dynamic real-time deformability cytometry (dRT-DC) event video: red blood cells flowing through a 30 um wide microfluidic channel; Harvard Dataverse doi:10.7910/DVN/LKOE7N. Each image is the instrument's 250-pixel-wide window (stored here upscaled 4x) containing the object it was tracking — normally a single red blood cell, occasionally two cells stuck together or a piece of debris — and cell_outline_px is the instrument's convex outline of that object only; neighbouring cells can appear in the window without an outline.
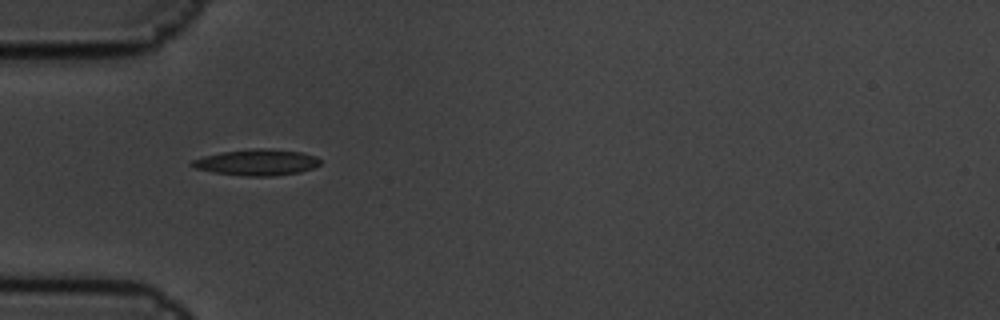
{"species": "common noctule bat (a hibernating species)", "species_latin": "Nyctalus noctula", "temperature_condition": "cold", "stored_images_in_passage": 3, "camera_frame_rate_fps": 3000, "um_per_image_px": 0.085, "animal": {"sex": "male", "body_mass_g": 19.5, "forearm_length_mm": 54.6}, "frame": {"image": 1, "passage_image": 1, "time_ms": 0.0, "image_size_px": [1000, 320], "cell_outline_px": [[320, 164], [312, 168], [300, 172], [272, 176], [244, 176], [212, 172], [196, 168], [188, 164], [192, 160], [204, 156], [220, 152], [256, 148], [268, 148], [300, 152], [316, 156], [320, 160]], "centroid_in_image_um": [21.81, 13.8], "position_along_channel_um": 63.2, "area_um2": 19.54}}
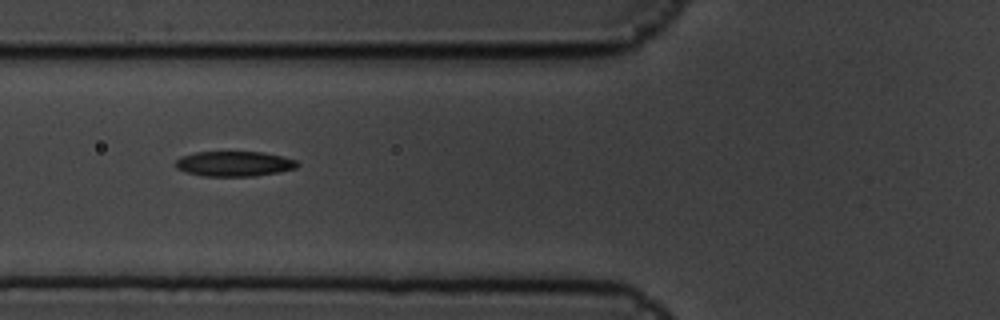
{"frame": {"image": 2, "passage_image": 2, "time_ms": 0.333, "image_size_px": [1000, 320], "cell_outline_px": [[300, 164], [296, 168], [280, 172], [256, 176], [200, 176], [184, 172], [176, 168], [176, 160], [180, 156], [196, 152], [264, 152], [296, 160]], "centroid_in_image_um": [19.89, 13.93], "position_along_channel_um": 105.9, "area_um2": 17.98}}
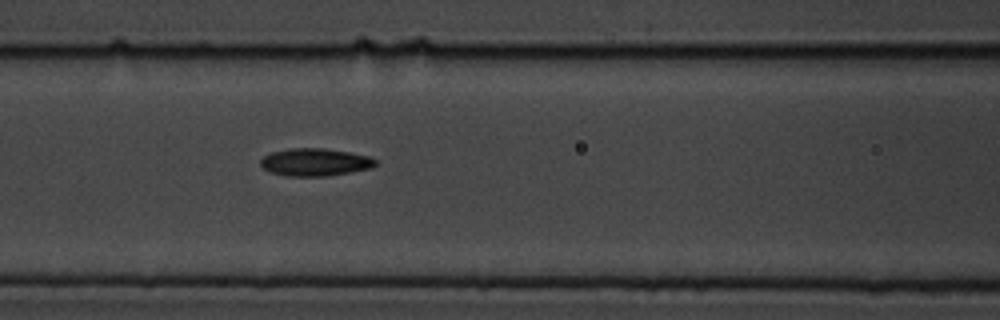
{"frame": {"image": 3, "passage_image": 3, "time_ms": 0.667, "image_size_px": [1000, 320], "cell_outline_px": [[376, 164], [372, 168], [324, 176], [284, 176], [268, 172], [260, 164], [260, 160], [264, 156], [272, 152], [288, 148], [324, 148], [348, 152], [368, 156], [376, 160]], "centroid_in_image_um": [26.73, 13.78], "position_along_channel_um": 139.9, "area_um2": 18.44}}